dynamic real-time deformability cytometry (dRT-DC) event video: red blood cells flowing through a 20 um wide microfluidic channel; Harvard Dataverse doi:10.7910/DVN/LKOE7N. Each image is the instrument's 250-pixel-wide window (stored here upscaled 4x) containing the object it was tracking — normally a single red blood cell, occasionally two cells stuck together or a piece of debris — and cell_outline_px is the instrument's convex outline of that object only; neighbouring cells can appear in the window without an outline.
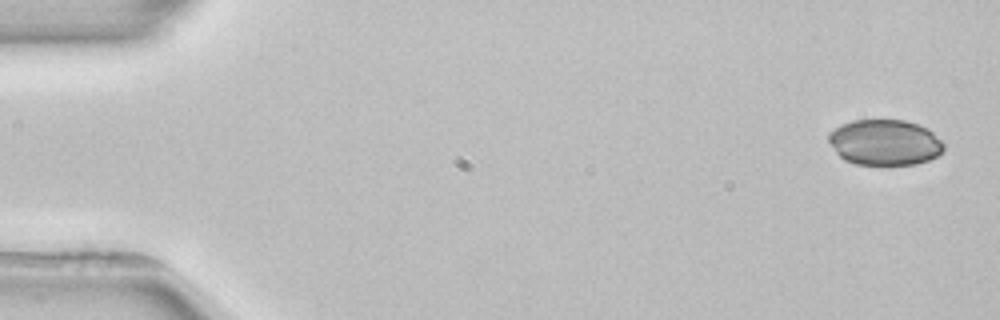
{"species": "common noctule bat (a hibernating species)", "species_latin": "Nyctalus noctula", "temperature_condition": "room temperature", "stored_images_in_passage": 3, "camera_frame_rate_fps": 3000, "um_per_image_px": 0.085, "animal": {"sex": "female", "body_mass_g": 22.7, "forearm_length_mm": 54.2}, "frame": {"image": 1, "passage_image": 1, "time_ms": 0.0, "image_size_px": [1000, 320], "cell_outline_px": [[944, 148], [936, 156], [928, 160], [916, 164], [856, 164], [844, 160], [836, 152], [828, 140], [828, 132], [840, 124], [852, 120], [904, 120], [920, 124], [928, 128], [944, 144]], "centroid_in_image_um": [75.18, 12.09], "position_along_channel_um": 9.8, "area_um2": 30.69}}